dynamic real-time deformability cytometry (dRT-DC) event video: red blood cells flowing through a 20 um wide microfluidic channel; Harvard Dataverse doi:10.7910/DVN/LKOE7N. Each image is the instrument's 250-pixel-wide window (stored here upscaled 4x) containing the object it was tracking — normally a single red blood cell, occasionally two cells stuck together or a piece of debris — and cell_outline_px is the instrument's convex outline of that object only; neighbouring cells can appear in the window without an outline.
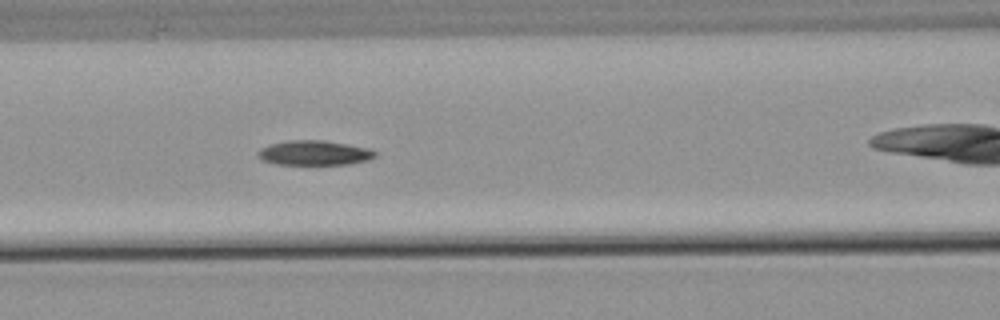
{"species": "common noctule bat (a hibernating species)", "species_latin": "Nyctalus noctula", "temperature_condition": "warm", "stored_images_in_passage": 33, "camera_frame_rate_fps": 3000, "um_per_image_px": 0.085, "animal": {"sex": "male", "body_mass_g": 21.5, "forearm_length_mm": 52.0}, "frame": {"image": 1, "passage_image": 12, "time_ms": 3.667, "image_size_px": [1000, 320], "cell_outline_px": [[376, 156], [368, 160], [348, 164], [276, 164], [260, 160], [256, 156], [256, 152], [260, 148], [268, 144], [288, 140], [324, 140], [348, 144], [368, 148], [376, 152]], "centroid_in_image_um": [26.65, 12.99], "position_along_channel_um": 140.0, "area_um2": 17.05}}
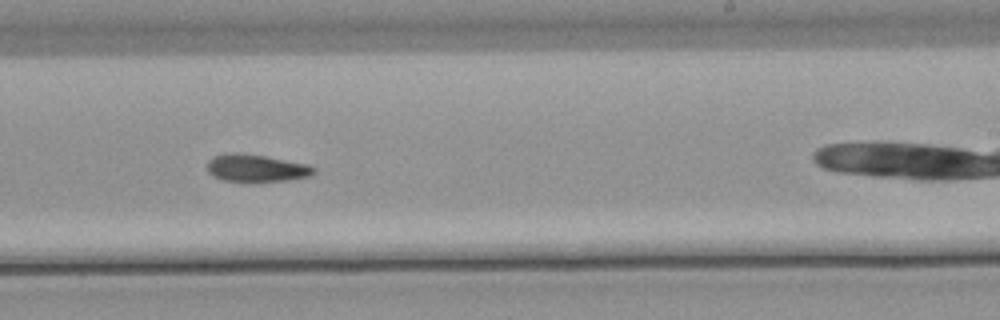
{"frame": {"image": 2, "passage_image": 22, "time_ms": 7.0, "image_size_px": [1000, 320], "cell_outline_px": [[316, 168], [308, 176], [288, 180], [256, 184], [224, 180], [212, 176], [208, 172], [208, 160], [212, 156], [224, 152], [236, 152], [264, 156], [308, 164]], "centroid_in_image_um": [21.72, 14.31], "position_along_channel_um": 267.3, "area_um2": 17.57}}
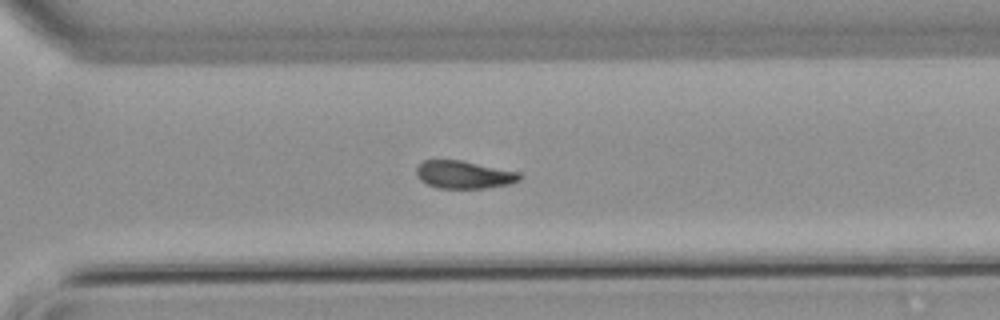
{"frame": {"image": 3, "passage_image": 27, "time_ms": 8.667, "image_size_px": [1000, 320], "cell_outline_px": [[520, 180], [508, 184], [484, 188], [436, 188], [420, 180], [416, 176], [416, 168], [424, 160], [460, 160], [520, 172]], "centroid_in_image_um": [39.41, 14.85], "position_along_channel_um": 331.2, "area_um2": 16.59}}